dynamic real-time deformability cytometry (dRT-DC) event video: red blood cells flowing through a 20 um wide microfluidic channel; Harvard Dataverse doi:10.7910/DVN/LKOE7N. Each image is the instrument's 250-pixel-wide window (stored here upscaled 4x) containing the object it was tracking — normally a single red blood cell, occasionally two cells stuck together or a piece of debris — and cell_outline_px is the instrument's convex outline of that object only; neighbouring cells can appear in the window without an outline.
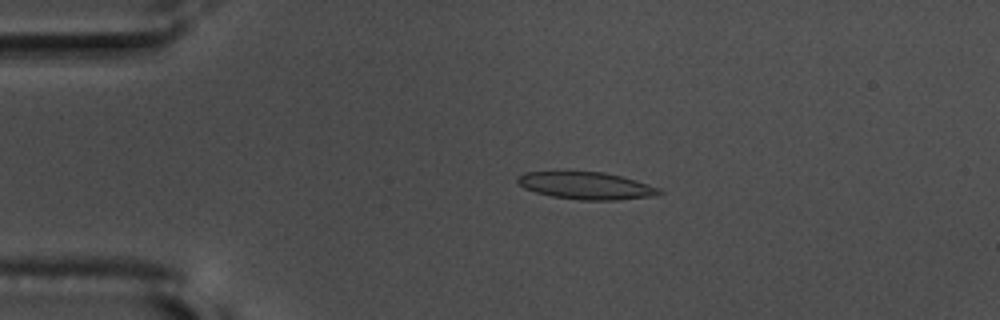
{"species": "common noctule bat (a hibernating species)", "species_latin": "Nyctalus noctula", "temperature_condition": "warm", "stored_images_in_passage": 56, "camera_frame_rate_fps": 3000, "um_per_image_px": 0.085, "animal": {"sex": "male", "body_mass_g": 17.5, "forearm_length_mm": 52.3}, "frame": {"image": 1, "passage_image": 12, "time_ms": 3.667, "image_size_px": [1000, 320], "cell_outline_px": [[664, 192], [656, 196], [616, 200], [580, 200], [552, 196], [536, 192], [524, 188], [516, 180], [516, 176], [524, 172], [604, 172], [636, 180], [660, 188]], "centroid_in_image_um": [49.85, 15.79], "position_along_channel_um": 35.1, "area_um2": 22.48}}
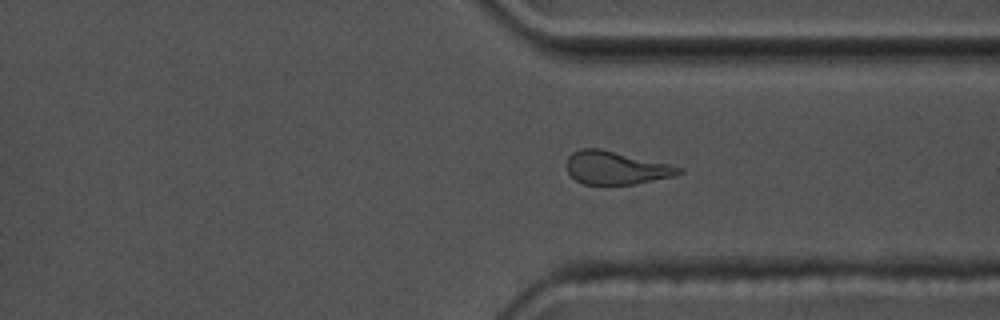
{"frame": {"image": 2, "passage_image": 42, "time_ms": 13.667, "image_size_px": [1000, 320], "cell_outline_px": [[684, 172], [676, 176], [632, 184], [584, 184], [576, 180], [568, 172], [564, 164], [568, 156], [572, 152], [580, 148], [600, 148], [668, 164], [684, 168]], "centroid_in_image_um": [52.33, 14.26], "position_along_channel_um": 359.1, "area_um2": 21.68}}
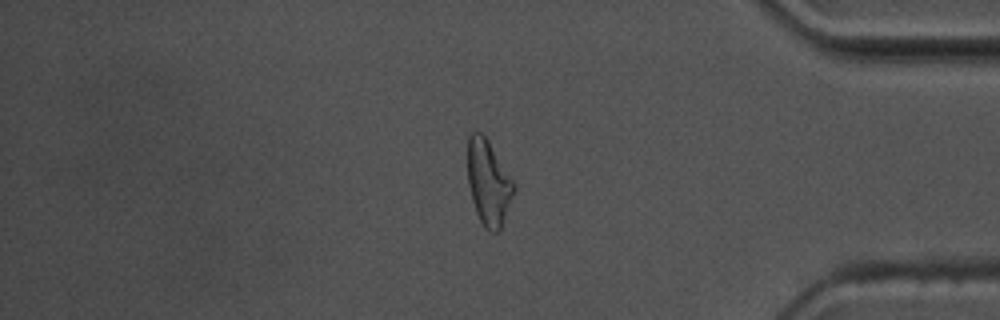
{"frame": {"image": 3, "passage_image": 47, "time_ms": 15.333, "image_size_px": [1000, 320], "cell_outline_px": [[516, 188], [500, 228], [496, 232], [488, 232], [484, 228], [476, 212], [472, 200], [468, 184], [468, 136], [472, 132], [480, 132], [488, 140], [516, 184]], "centroid_in_image_um": [41.52, 15.52], "position_along_channel_um": 393.7, "area_um2": 22.83}, "authors_computed_cell_mechanics": {"area_um2": 22.253, "velocity_mm_per_s": 3.6486, "shape_relaxation_time_tau1_ms": 6.2112, "shape_relaxation_time_tau2_ms": 2.9038, "deformation_change_tau1": 0.2159, "deformation_change_tau2": 0.1377}}